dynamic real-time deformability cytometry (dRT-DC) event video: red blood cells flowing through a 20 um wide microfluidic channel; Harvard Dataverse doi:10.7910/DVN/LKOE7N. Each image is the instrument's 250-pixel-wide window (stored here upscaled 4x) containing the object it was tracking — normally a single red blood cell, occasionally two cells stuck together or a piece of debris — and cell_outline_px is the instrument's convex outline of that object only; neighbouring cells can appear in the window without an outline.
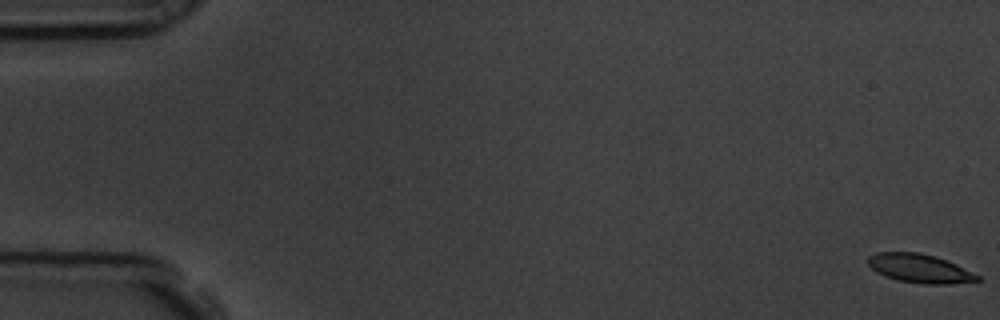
{"species": "common noctule bat (a hibernating species)", "species_latin": "Nyctalus noctula", "temperature_condition": "room temperature", "stored_images_in_passage": 60, "camera_frame_rate_fps": 3000, "um_per_image_px": 0.085, "animal": {"sex": "male", "body_mass_g": 19.5, "forearm_length_mm": 54.6}, "frame": {"image": 1, "passage_image": 1, "time_ms": 0.0, "image_size_px": [1000, 320], "cell_outline_px": [[980, 280], [948, 284], [924, 284], [900, 280], [876, 272], [868, 264], [868, 256], [876, 252], [920, 252], [956, 264], [980, 276]], "centroid_in_image_um": [78.16, 22.81], "position_along_channel_um": 6.8, "area_um2": 17.98}}
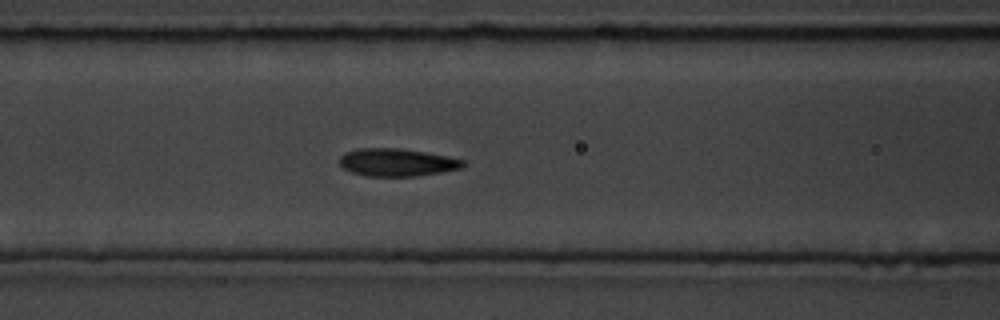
{"frame": {"image": 2, "passage_image": 25, "time_ms": 8.0, "image_size_px": [1000, 320], "cell_outline_px": [[464, 164], [460, 168], [440, 172], [416, 176], [364, 176], [352, 172], [344, 168], [340, 164], [340, 156], [344, 152], [360, 148], [396, 148], [424, 152], [448, 156], [464, 160]], "centroid_in_image_um": [33.7, 13.8], "position_along_channel_um": 132.9, "area_um2": 19.77}}
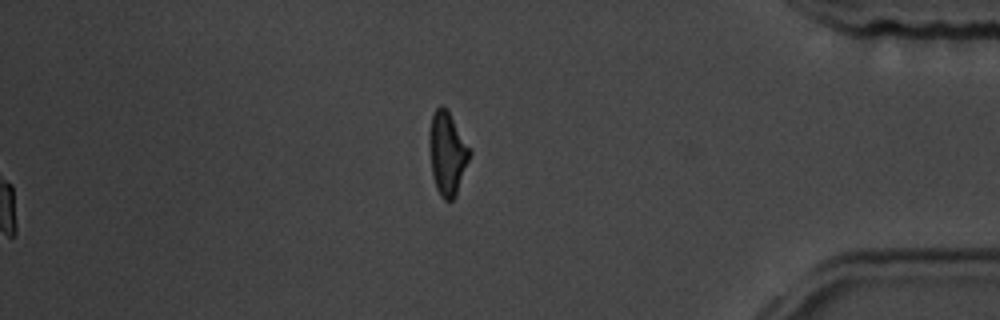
{"frame": {"image": 3, "passage_image": 60, "time_ms": 19.667, "image_size_px": [1000, 320], "cell_outline_px": [[472, 152], [456, 196], [452, 200], [444, 200], [440, 196], [436, 188], [432, 176], [428, 144], [428, 132], [432, 116], [436, 108], [440, 104], [448, 108], [472, 148]], "centroid_in_image_um": [38.03, 12.98], "position_along_channel_um": 397.2, "area_um2": 20.35}, "authors_computed_cell_mechanics": {"area_um2": 19.3052, "velocity_mm_per_s": 3.5297, "shape_relaxation_time_tau1_ms": 2.9097, "shape_relaxation_time_tau2_ms": 1.0967, "deformation_change_tau1": 0.1341, "deformation_change_tau2": 0.064}}